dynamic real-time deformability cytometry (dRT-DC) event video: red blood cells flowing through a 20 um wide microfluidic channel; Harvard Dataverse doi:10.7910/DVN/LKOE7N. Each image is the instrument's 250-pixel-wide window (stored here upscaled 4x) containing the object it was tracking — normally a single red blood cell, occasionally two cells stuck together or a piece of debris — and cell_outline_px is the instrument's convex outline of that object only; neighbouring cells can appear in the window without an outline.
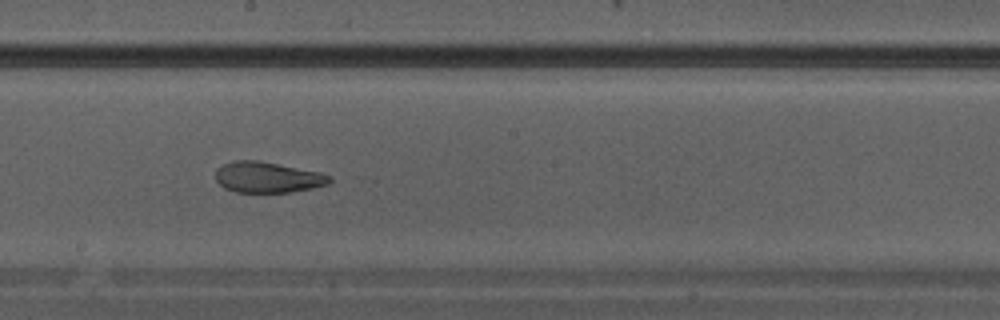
{"species": "Egyptian fruit bat (a non-hibernating species)", "species_latin": "Rousettus aegyptiacus", "temperature_condition": "warm", "stored_images_in_passage": 17, "camera_frame_rate_fps": 3000, "um_per_image_px": 0.085, "animal": {"sex": "male"}, "frame": {"image": 1, "passage_image": 12, "time_ms": 3.667, "image_size_px": [1000, 320], "cell_outline_px": [[332, 180], [328, 184], [312, 188], [288, 192], [236, 192], [224, 188], [216, 180], [216, 168], [232, 160], [256, 160], [320, 172], [332, 176]], "centroid_in_image_um": [22.73, 15.06], "position_along_channel_um": 225.5, "area_um2": 20.4}}